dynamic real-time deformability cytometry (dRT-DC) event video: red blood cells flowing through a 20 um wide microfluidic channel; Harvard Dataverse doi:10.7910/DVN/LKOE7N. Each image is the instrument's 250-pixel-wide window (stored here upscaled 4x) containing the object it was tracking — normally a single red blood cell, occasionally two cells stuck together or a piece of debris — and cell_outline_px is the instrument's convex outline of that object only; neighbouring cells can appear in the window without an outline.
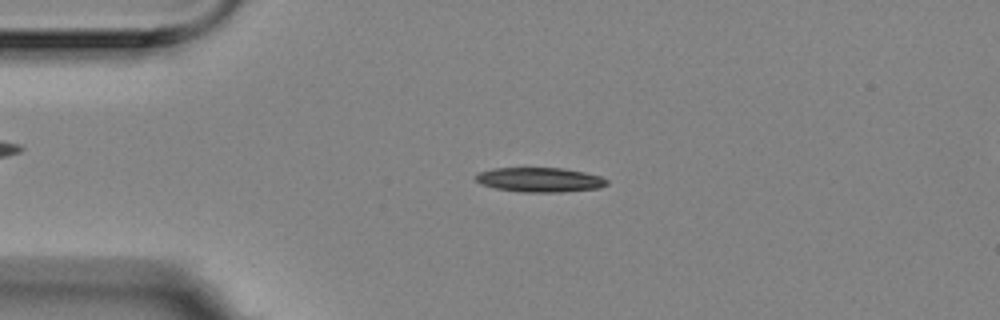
{"species": "Egyptian fruit bat (a non-hibernating species)", "species_latin": "Rousettus aegyptiacus", "temperature_condition": "room temperature", "stored_images_in_passage": 56, "camera_frame_rate_fps": 3000, "um_per_image_px": 0.085, "animal": {"sex": "female"}, "frame": {"image": 1, "passage_image": 12, "time_ms": 3.667, "image_size_px": [1000, 320], "cell_outline_px": [[608, 184], [600, 188], [560, 192], [524, 192], [496, 188], [480, 184], [476, 180], [476, 176], [480, 172], [492, 168], [564, 168], [584, 172], [600, 176], [608, 180]], "centroid_in_image_um": [45.9, 15.28], "position_along_channel_um": 39.1, "area_um2": 18.67}}
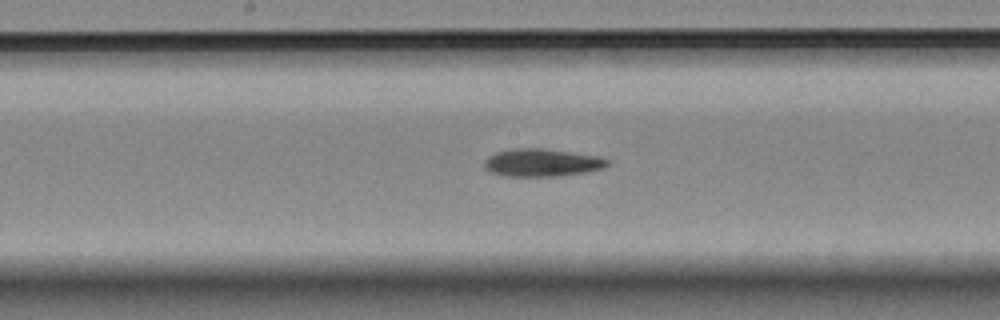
{"frame": {"image": 2, "passage_image": 28, "time_ms": 9.0, "image_size_px": [1000, 320], "cell_outline_px": [[608, 164], [604, 168], [588, 172], [560, 176], [504, 176], [488, 172], [484, 168], [484, 160], [488, 156], [496, 152], [512, 148], [540, 148], [600, 156], [608, 160]], "centroid_in_image_um": [46.03, 13.83], "position_along_channel_um": 202.2, "area_um2": 20.11}}
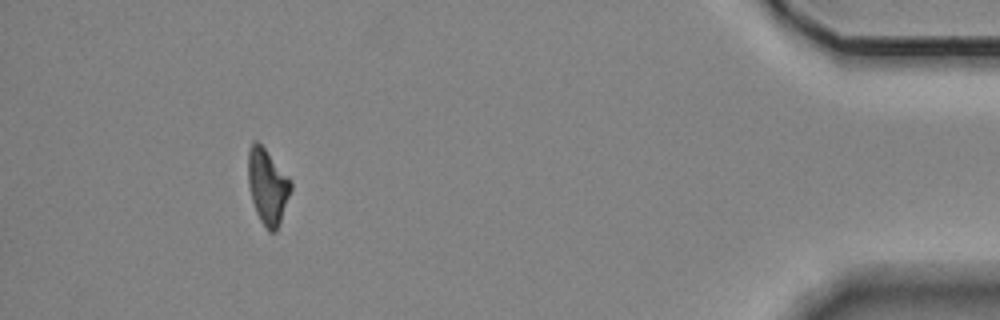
{"frame": {"image": 3, "passage_image": 51, "time_ms": 16.667, "image_size_px": [1000, 320], "cell_outline_px": [[292, 188], [276, 232], [268, 232], [260, 220], [256, 212], [252, 200], [248, 184], [248, 148], [252, 140], [256, 140], [264, 148], [292, 180]], "centroid_in_image_um": [22.73, 15.83], "position_along_channel_um": 412.5, "area_um2": 18.79}, "authors_computed_cell_mechanics": {"area_um2": 19.1896, "velocity_mm_per_s": 3.5415, "shape_relaxation_time_tau1_ms": 7.4547, "shape_relaxation_time_tau2_ms": null, "deformation_change_tau1": 0.1993, "deformation_change_tau2": null}}